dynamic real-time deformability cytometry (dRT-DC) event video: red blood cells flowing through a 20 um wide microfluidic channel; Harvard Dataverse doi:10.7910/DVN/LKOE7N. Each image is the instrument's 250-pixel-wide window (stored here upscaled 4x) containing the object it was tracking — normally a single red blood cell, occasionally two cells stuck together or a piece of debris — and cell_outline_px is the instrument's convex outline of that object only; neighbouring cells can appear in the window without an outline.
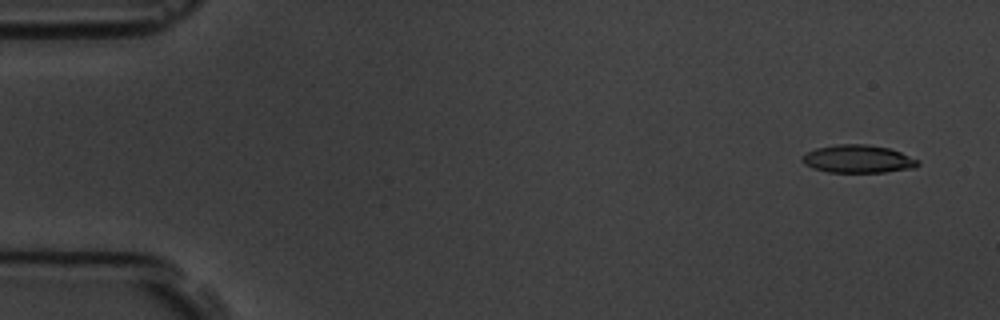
{"species": "common noctule bat (a hibernating species)", "species_latin": "Nyctalus noctula", "temperature_condition": "room temperature", "stored_images_in_passage": 4, "camera_frame_rate_fps": 3000, "um_per_image_px": 0.085, "animal": {"sex": "male", "body_mass_g": 19.5, "forearm_length_mm": 54.6}, "frame": {"image": 1, "passage_image": 1, "time_ms": 0.0, "image_size_px": [1000, 320], "cell_outline_px": [[920, 164], [916, 168], [884, 172], [828, 172], [812, 168], [804, 164], [800, 160], [808, 152], [816, 148], [836, 144], [864, 144], [888, 148], [900, 152], [920, 160]], "centroid_in_image_um": [72.95, 13.52], "position_along_channel_um": 12.0, "area_um2": 18.84}}